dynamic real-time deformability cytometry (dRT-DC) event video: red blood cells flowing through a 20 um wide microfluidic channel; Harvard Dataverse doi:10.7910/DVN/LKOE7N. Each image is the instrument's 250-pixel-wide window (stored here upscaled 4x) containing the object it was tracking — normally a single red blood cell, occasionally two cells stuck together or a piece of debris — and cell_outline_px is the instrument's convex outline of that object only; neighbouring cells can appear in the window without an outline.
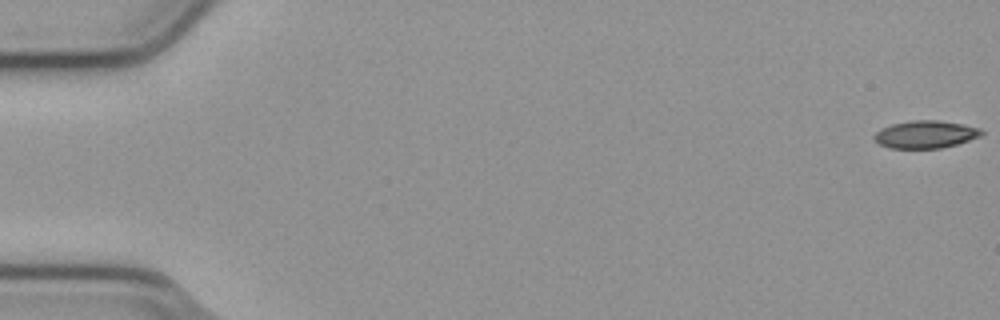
{"species": "common noctule bat (a hibernating species)", "species_latin": "Nyctalus noctula", "temperature_condition": "cold", "stored_images_in_passage": 11, "camera_frame_rate_fps": 3000, "um_per_image_px": 0.085, "animal": {"sex": "male", "body_mass_g": 23.1, "forearm_length_mm": 52.7}, "frame": {"image": 1, "passage_image": 1, "time_ms": 0.0, "image_size_px": [1000, 320], "cell_outline_px": [[984, 132], [980, 136], [956, 144], [940, 148], [892, 148], [880, 144], [872, 136], [880, 128], [892, 124], [916, 120], [936, 120], [964, 124], [980, 128]], "centroid_in_image_um": [78.67, 11.41], "position_along_channel_um": 6.3, "area_um2": 17.05}}